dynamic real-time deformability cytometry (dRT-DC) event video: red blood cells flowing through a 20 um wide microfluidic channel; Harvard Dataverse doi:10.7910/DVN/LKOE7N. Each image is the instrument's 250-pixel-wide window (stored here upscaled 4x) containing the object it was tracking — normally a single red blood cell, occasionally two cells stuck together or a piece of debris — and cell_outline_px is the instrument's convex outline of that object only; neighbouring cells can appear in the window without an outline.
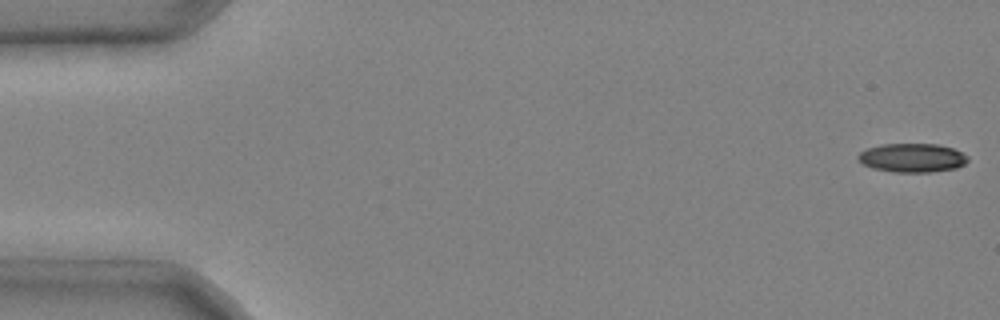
{"species": "common noctule bat (a hibernating species)", "species_latin": "Nyctalus noctula", "temperature_condition": "cold", "stored_images_in_passage": 5, "camera_frame_rate_fps": 3000, "um_per_image_px": 0.085, "animal": {"sex": "male", "body_mass_g": 20.4}, "frame": {"image": 1, "passage_image": 1, "time_ms": 0.0, "image_size_px": [1000, 320], "cell_outline_px": [[968, 160], [964, 164], [956, 168], [928, 172], [892, 172], [872, 168], [856, 160], [856, 156], [860, 152], [868, 148], [880, 144], [936, 144], [952, 148], [968, 156]], "centroid_in_image_um": [77.49, 13.41], "position_along_channel_um": 7.5, "area_um2": 18.44}}
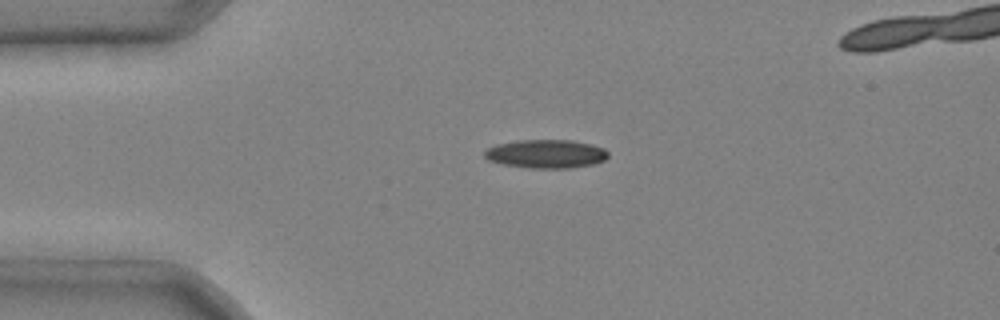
{"frame": {"image": 2, "passage_image": 4, "time_ms": 1.0, "image_size_px": [1000, 320], "cell_outline_px": [[608, 156], [604, 160], [592, 164], [572, 168], [528, 168], [504, 164], [488, 160], [484, 156], [484, 152], [488, 148], [496, 144], [520, 140], [572, 140], [592, 144], [604, 148], [608, 152]], "centroid_in_image_um": [46.42, 13.07], "position_along_channel_um": 38.6, "area_um2": 20.58}}